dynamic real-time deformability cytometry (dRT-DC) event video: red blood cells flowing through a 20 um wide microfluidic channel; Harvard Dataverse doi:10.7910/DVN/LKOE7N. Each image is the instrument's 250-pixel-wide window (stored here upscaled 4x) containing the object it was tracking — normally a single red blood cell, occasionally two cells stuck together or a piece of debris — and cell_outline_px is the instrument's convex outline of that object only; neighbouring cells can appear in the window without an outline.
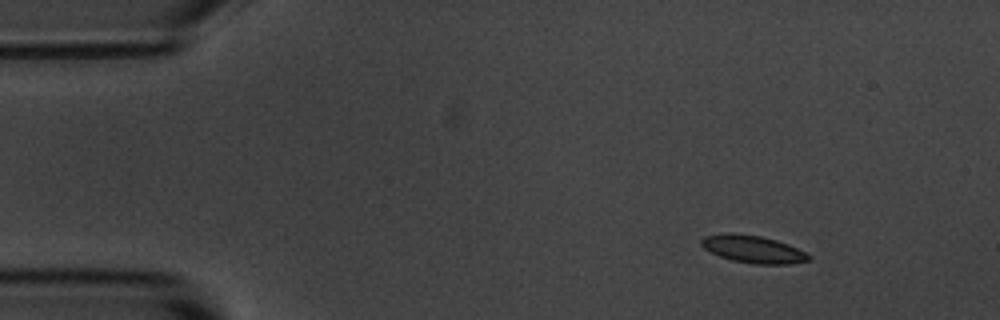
{"species": "common noctule bat (a hibernating species)", "species_latin": "Nyctalus noctula", "temperature_condition": "room temperature", "stored_images_in_passage": 9, "camera_frame_rate_fps": 3000, "um_per_image_px": 0.085, "animal": {"sex": "male", "body_mass_g": 20.1, "forearm_length_mm": 53.5}, "frame": {"image": 1, "passage_image": 1, "time_ms": 0.0, "image_size_px": [1000, 320], "cell_outline_px": [[812, 256], [808, 260], [788, 264], [752, 264], [732, 260], [720, 256], [704, 248], [700, 244], [700, 240], [704, 236], [728, 232], [732, 232], [760, 236], [776, 240], [788, 244]], "centroid_in_image_um": [63.97, 21.17], "position_along_channel_um": 21.0, "area_um2": 17.11}}
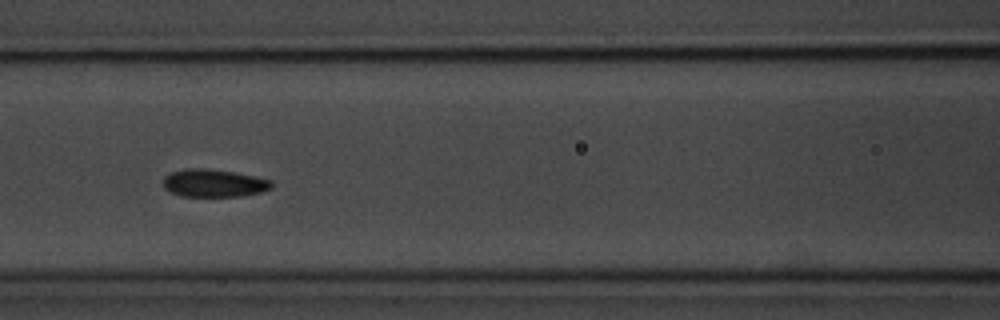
{"frame": {"image": 2, "passage_image": 6, "time_ms": 5.667, "image_size_px": [1000, 320], "cell_outline_px": [[272, 188], [260, 192], [244, 196], [180, 196], [168, 192], [164, 188], [164, 176], [172, 172], [188, 168], [204, 168], [232, 172], [272, 180]], "centroid_in_image_um": [18.15, 15.57], "position_along_channel_um": 148.5, "area_um2": 17.46}}
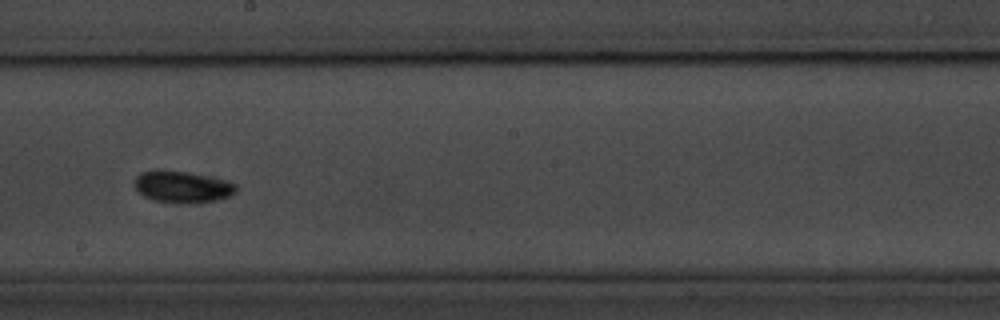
{"frame": {"image": 3, "passage_image": 8, "time_ms": 8.0, "image_size_px": [1000, 320], "cell_outline_px": [[236, 192], [232, 196], [216, 200], [196, 204], [176, 204], [152, 200], [144, 196], [132, 184], [132, 180], [140, 172], [188, 172], [236, 184]], "centroid_in_image_um": [15.48, 15.94], "position_along_channel_um": 232.7, "area_um2": 18.55}}